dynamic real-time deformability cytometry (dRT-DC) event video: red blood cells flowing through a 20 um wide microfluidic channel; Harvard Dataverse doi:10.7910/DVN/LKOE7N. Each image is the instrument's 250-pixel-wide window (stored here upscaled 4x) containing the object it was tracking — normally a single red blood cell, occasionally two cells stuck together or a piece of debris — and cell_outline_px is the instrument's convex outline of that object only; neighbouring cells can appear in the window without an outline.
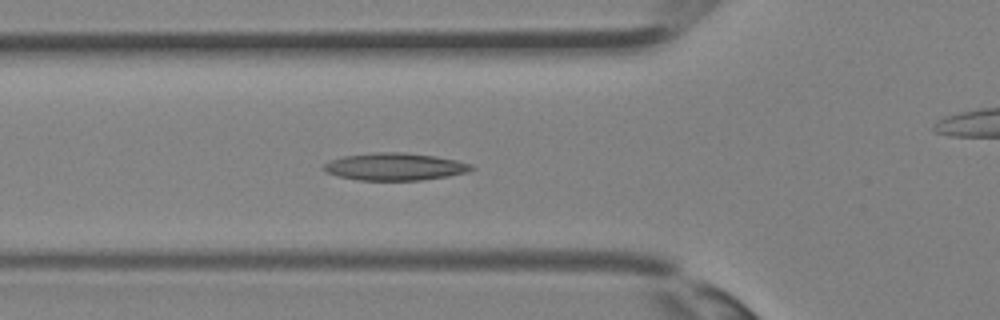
{"species": "Egyptian fruit bat (a non-hibernating species)", "species_latin": "Rousettus aegyptiacus", "temperature_condition": "room temperature", "stored_images_in_passage": 35, "camera_frame_rate_fps": 3000, "um_per_image_px": 0.085, "animal": {"sex": "female"}, "frame": {"image": 1, "passage_image": 11, "time_ms": 3.333, "image_size_px": [1000, 320], "cell_outline_px": [[476, 168], [468, 172], [448, 176], [420, 180], [360, 180], [340, 176], [324, 172], [320, 168], [328, 160], [344, 156], [372, 152], [404, 152], [436, 156], [456, 160], [472, 164]], "centroid_in_image_um": [33.55, 14.16], "position_along_channel_um": 92.3, "area_um2": 23.76}}
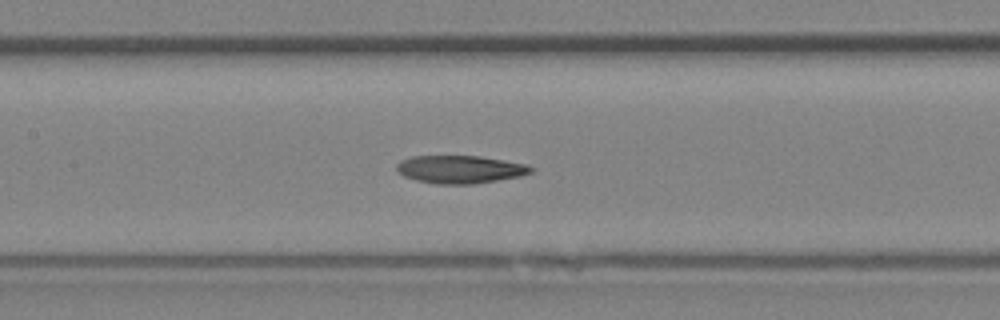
{"frame": {"image": 2, "passage_image": 15, "time_ms": 4.667, "image_size_px": [1000, 320], "cell_outline_px": [[536, 168], [532, 172], [520, 176], [472, 184], [436, 184], [416, 180], [404, 176], [396, 168], [396, 164], [400, 160], [412, 156], [480, 156], [528, 164]], "centroid_in_image_um": [39.13, 14.39], "position_along_channel_um": 168.3, "area_um2": 21.85}}
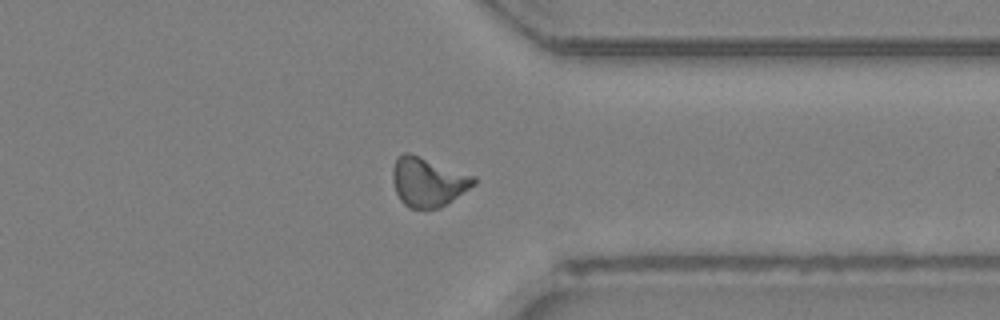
{"frame": {"image": 3, "passage_image": 26, "time_ms": 8.333, "image_size_px": [1000, 320], "cell_outline_px": [[476, 184], [440, 208], [408, 208], [400, 200], [396, 192], [392, 180], [392, 168], [396, 160], [404, 152], [408, 152], [420, 156], [476, 176]], "centroid_in_image_um": [36.38, 15.46], "position_along_channel_um": 375.0, "area_um2": 23.24}}